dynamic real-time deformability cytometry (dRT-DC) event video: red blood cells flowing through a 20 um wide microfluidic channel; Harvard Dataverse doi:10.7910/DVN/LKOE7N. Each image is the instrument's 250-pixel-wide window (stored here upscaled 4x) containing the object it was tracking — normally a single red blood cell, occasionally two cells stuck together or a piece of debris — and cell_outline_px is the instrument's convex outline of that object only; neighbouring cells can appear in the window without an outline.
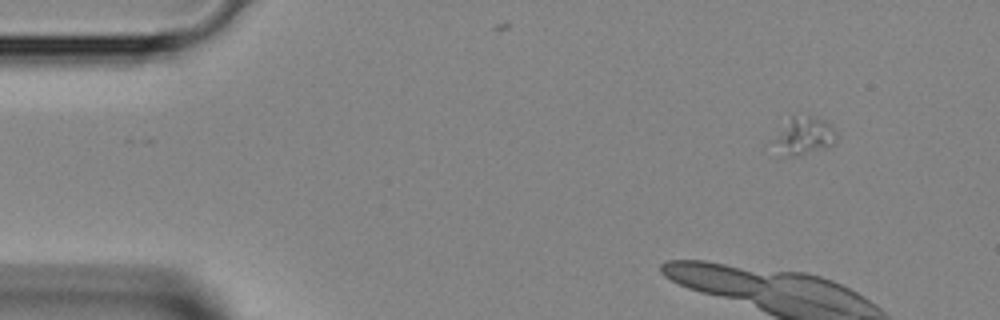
{"species": "Egyptian fruit bat (a non-hibernating species)", "species_latin": "Rousettus aegyptiacus", "temperature_condition": "room temperature", "stored_images_in_passage": 7, "camera_frame_rate_fps": 3000, "um_per_image_px": 0.085, "animal": {"sex": "female"}, "frame": {"image": 1, "passage_image": 1, "time_ms": 0.0, "image_size_px": [1000, 320], "cell_outline_px": [[836, 144], [828, 148], [796, 156], [792, 156], [772, 140], [792, 116], [812, 116], [828, 120], [836, 132]], "centroid_in_image_um": [68.49, 11.51], "position_along_channel_um": 16.5, "area_um2": 13.29}}